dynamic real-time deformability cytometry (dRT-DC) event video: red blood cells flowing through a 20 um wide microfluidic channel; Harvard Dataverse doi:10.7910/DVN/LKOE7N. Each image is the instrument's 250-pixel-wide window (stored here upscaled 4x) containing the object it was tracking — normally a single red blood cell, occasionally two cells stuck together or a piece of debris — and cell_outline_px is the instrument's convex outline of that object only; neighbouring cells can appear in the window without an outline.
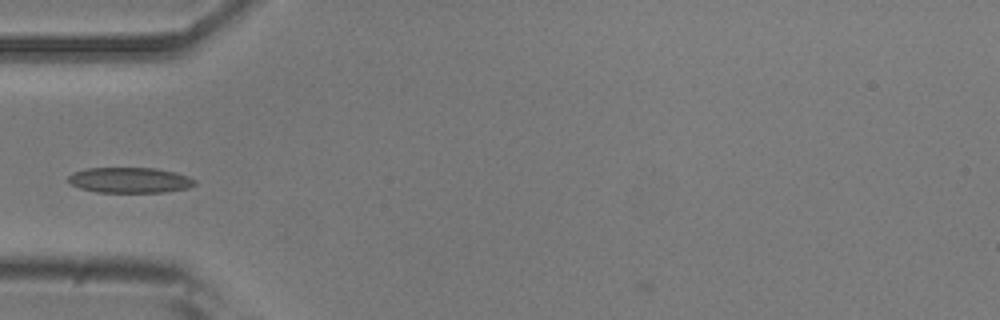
{"species": "common noctule bat (a hibernating species)", "species_latin": "Nyctalus noctula", "temperature_condition": "room temperature", "stored_images_in_passage": 39, "camera_frame_rate_fps": 3000, "um_per_image_px": 0.085, "animal": {"sex": "male", "body_mass_g": 20.5, "forearm_length_mm": 52.5}, "frame": {"image": 1, "passage_image": 2, "time_ms": 0.333, "image_size_px": [1000, 320], "cell_outline_px": [[196, 184], [188, 188], [164, 192], [96, 192], [80, 188], [72, 184], [68, 180], [68, 176], [72, 172], [88, 168], [156, 168], [176, 172], [188, 176], [196, 180]], "centroid_in_image_um": [11.05, 15.31], "position_along_channel_um": 74.0, "area_um2": 18.84}}
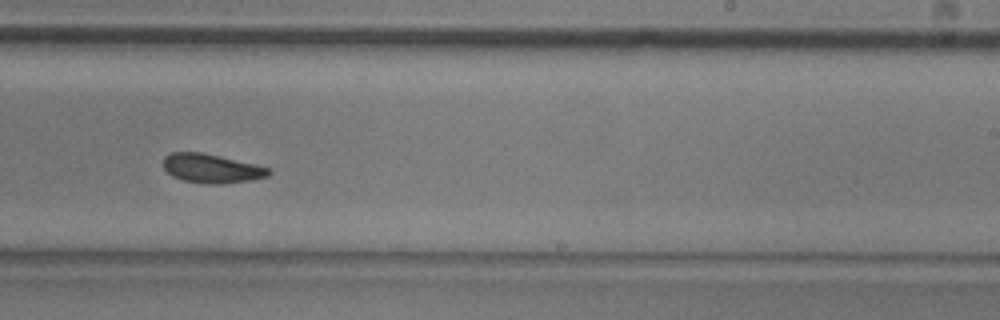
{"frame": {"image": 2, "passage_image": 18, "time_ms": 5.667, "image_size_px": [1000, 320], "cell_outline_px": [[272, 172], [268, 176], [252, 180], [224, 184], [208, 184], [184, 180], [172, 176], [164, 168], [164, 156], [172, 152], [200, 152], [220, 156], [256, 164], [268, 168]], "centroid_in_image_um": [18.0, 14.32], "position_along_channel_um": 271.0, "area_um2": 17.8}}
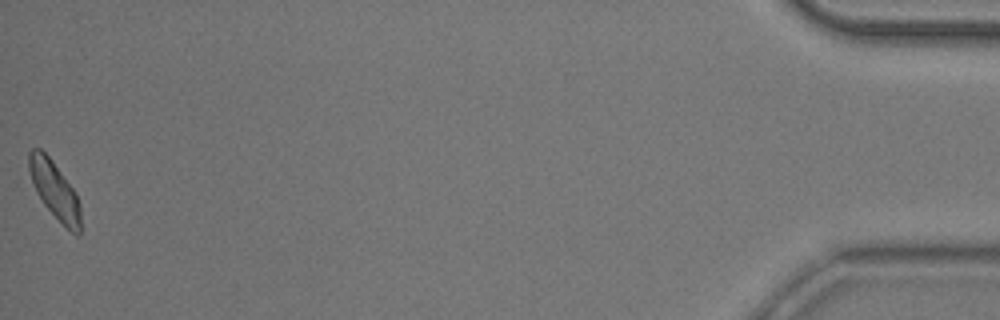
{"frame": {"image": 3, "passage_image": 39, "time_ms": 12.667, "image_size_px": [1000, 320], "cell_outline_px": [[80, 232], [76, 236], [44, 204], [36, 192], [28, 168], [28, 152], [32, 148], [40, 148], [52, 160], [76, 192], [80, 204]], "centroid_in_image_um": [4.64, 16.11], "position_along_channel_um": 430.6, "area_um2": 16.99}, "authors_computed_cell_mechanics": {"area_um2": 17.7446, "velocity_mm_per_s": 3.6777, "shape_relaxation_time_tau1_ms": 3.8108, "shape_relaxation_time_tau2_ms": 3.6256, "deformation_change_tau1": 0.0945, "deformation_change_tau2": 0.0978}}